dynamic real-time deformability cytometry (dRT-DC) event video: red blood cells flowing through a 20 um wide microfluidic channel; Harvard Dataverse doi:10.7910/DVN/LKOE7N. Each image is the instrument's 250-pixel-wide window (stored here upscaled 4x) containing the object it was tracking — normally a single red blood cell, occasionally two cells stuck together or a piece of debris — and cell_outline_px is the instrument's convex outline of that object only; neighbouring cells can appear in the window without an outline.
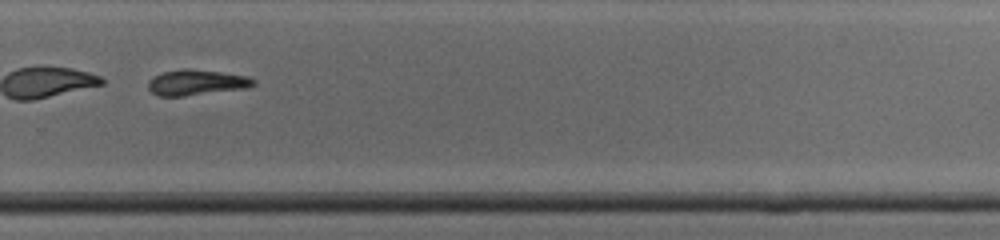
{"species": "common noctule bat (a hibernating species)", "species_latin": "Nyctalus noctula", "temperature_condition": "cold", "stored_images_in_passage": 34, "camera_frame_rate_fps": 3000, "um_per_image_px": 0.085, "animal": {"sex": "male", "body_mass_g": 19.0, "forearm_length_mm": 50.8}, "frame": {"image": 1, "passage_image": 20, "time_ms": 6.333, "image_size_px": [1000, 240], "cell_outline_px": [[256, 84], [248, 88], [184, 96], [160, 96], [152, 92], [148, 88], [148, 80], [152, 76], [164, 72], [184, 68], [188, 68], [220, 72], [244, 76], [256, 80]], "centroid_in_image_um": [16.68, 7.01], "position_along_channel_um": 313.1, "area_um2": 15.66}, "authors_computed_cell_mechanics": {"area_um2": 25.6343, "velocity_mm_per_s": 4.3265, "shape_relaxation_time_tau1_ms": 1.6418, "shape_relaxation_time_tau2_ms": 7.6108, "deformation_change_tau1": 0.2399, "deformation_change_tau2": 0.1979}}